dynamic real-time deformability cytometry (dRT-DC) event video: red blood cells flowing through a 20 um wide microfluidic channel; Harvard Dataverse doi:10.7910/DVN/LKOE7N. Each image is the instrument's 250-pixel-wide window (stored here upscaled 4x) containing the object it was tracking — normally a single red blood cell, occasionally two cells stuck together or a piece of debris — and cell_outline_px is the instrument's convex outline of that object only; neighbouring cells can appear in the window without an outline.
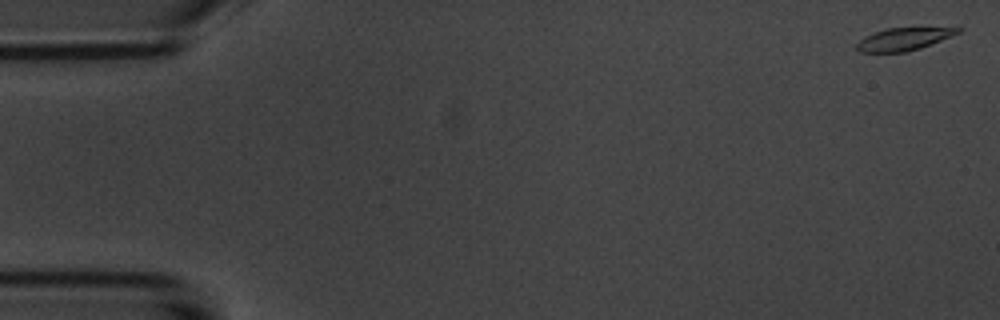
{"species": "common noctule bat (a hibernating species)", "species_latin": "Nyctalus noctula", "temperature_condition": "room temperature", "stored_images_in_passage": 5, "segment_of_instrument_passage": [2, 2], "camera_frame_rate_fps": 3000, "um_per_image_px": 0.085, "animal": {"sex": "male", "body_mass_g": 20.1, "forearm_length_mm": 53.5}, "frame": {"image": 1, "passage_image": 5, "time_ms": 5.667, "image_size_px": [1000, 320], "cell_outline_px": [[964, 28], [960, 32], [920, 48], [904, 52], [860, 52], [856, 48], [856, 44], [864, 36], [888, 28], [956, 24], [960, 24]], "centroid_in_image_um": [77.0, 3.24], "position_along_channel_um": 8.0, "area_um2": 14.1}}